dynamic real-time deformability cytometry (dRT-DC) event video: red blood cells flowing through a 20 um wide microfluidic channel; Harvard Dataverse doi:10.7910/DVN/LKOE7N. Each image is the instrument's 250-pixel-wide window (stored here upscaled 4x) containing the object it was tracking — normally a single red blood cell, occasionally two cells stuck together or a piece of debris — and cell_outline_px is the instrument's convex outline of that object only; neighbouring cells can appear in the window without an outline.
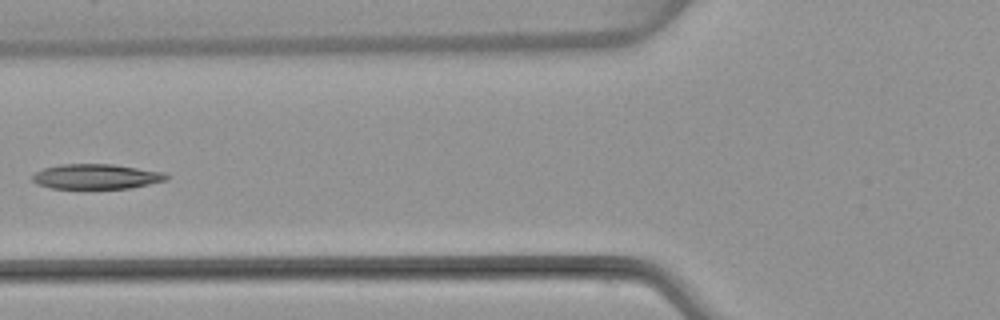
{"species": "common noctule bat (a hibernating species)", "species_latin": "Nyctalus noctula", "temperature_condition": "warm", "stored_images_in_passage": 6, "camera_frame_rate_fps": 3000, "um_per_image_px": 0.085, "animal": {"sex": "female", "body_mass_g": 22.7, "forearm_length_mm": 54.2}, "frame": {"image": 1, "passage_image": 5, "time_ms": 6.0, "image_size_px": [1000, 320], "cell_outline_px": [[172, 176], [168, 180], [128, 188], [52, 188], [36, 184], [32, 180], [32, 176], [36, 172], [44, 168], [60, 164], [112, 164], [164, 172]], "centroid_in_image_um": [8.2, 15.0], "position_along_channel_um": 117.6, "area_um2": 19.48}}
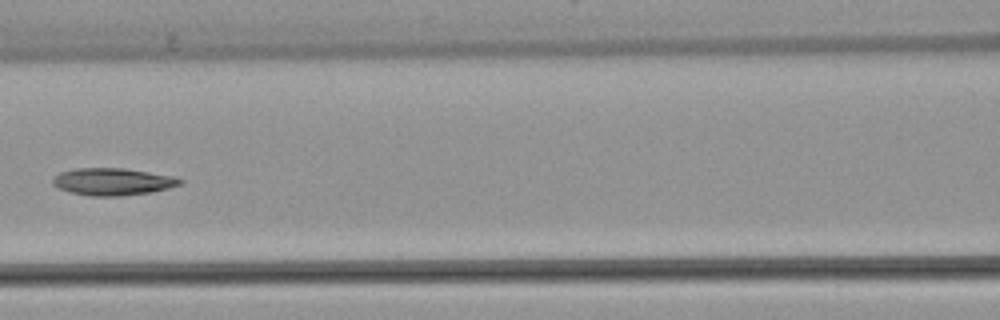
{"frame": {"image": 2, "passage_image": 6, "time_ms": 7.0, "image_size_px": [1000, 320], "cell_outline_px": [[184, 180], [180, 184], [168, 188], [152, 192], [120, 196], [88, 196], [68, 192], [52, 184], [52, 180], [60, 172], [76, 168], [124, 168], [172, 176]], "centroid_in_image_um": [9.56, 15.45], "position_along_channel_um": 157.0, "area_um2": 20.11}}